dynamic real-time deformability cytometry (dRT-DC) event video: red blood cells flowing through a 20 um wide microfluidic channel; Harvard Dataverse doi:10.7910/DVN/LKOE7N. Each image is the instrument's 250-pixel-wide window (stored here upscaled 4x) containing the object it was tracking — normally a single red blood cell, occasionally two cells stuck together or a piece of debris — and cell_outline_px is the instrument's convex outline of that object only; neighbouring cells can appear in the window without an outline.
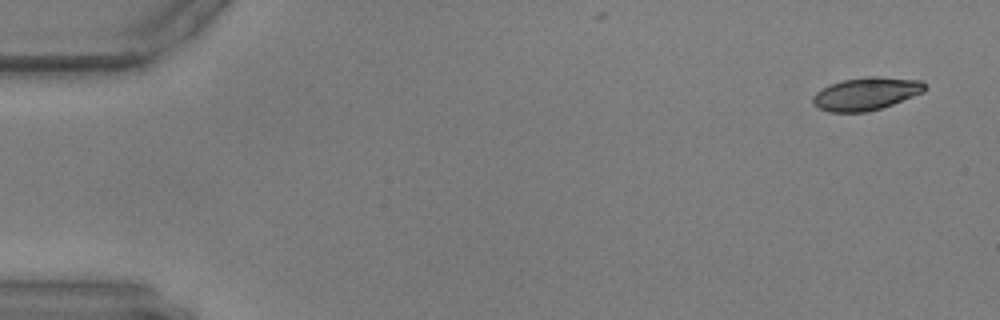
{"species": "common noctule bat (a hibernating species)", "species_latin": "Nyctalus noctula", "temperature_condition": "warm", "stored_images_in_passage": 8, "camera_frame_rate_fps": 3000, "um_per_image_px": 0.085, "animal": {"sex": "male", "body_mass_g": 17.9, "forearm_length_mm": 54.2}, "frame": {"image": 1, "passage_image": 1, "time_ms": 0.0, "image_size_px": [1000, 320], "cell_outline_px": [[928, 88], [924, 92], [892, 104], [868, 112], [828, 112], [816, 108], [812, 104], [812, 96], [816, 92], [832, 84], [844, 80], [864, 76], [876, 76], [920, 80]], "centroid_in_image_um": [73.6, 7.97], "position_along_channel_um": 11.4, "area_um2": 21.44}}